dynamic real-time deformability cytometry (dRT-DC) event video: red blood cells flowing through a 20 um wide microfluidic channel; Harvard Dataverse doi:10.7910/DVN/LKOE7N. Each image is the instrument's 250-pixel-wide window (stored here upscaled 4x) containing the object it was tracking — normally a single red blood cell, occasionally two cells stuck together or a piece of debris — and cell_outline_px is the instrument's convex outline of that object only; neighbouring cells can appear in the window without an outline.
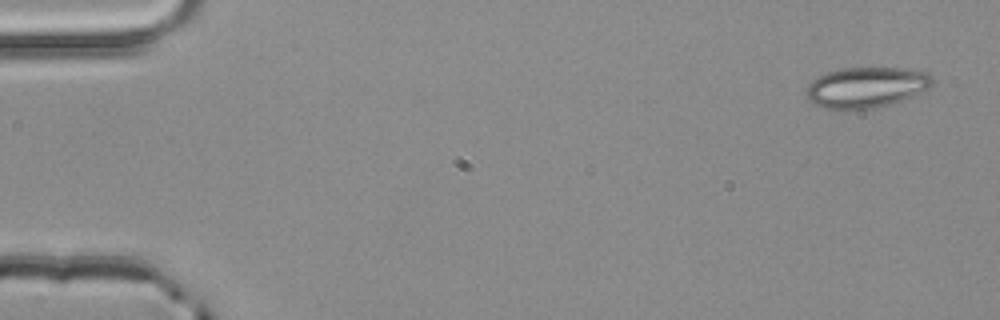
{"species": "common noctule bat (a hibernating species)", "species_latin": "Nyctalus noctula", "temperature_condition": "room temperature", "stored_images_in_passage": 4, "camera_frame_rate_fps": 3000, "um_per_image_px": 0.085, "animal": {"sex": "male", "body_mass_g": 20.4}, "frame": {"image": 1, "passage_image": 1, "time_ms": 0.0, "image_size_px": [1000, 320], "cell_outline_px": [[936, 80], [928, 88], [912, 96], [888, 104], [872, 108], [824, 108], [808, 100], [808, 84], [816, 76], [840, 68], [904, 68], [928, 72]], "centroid_in_image_um": [73.66, 7.39], "position_along_channel_um": 11.3, "area_um2": 29.48}}